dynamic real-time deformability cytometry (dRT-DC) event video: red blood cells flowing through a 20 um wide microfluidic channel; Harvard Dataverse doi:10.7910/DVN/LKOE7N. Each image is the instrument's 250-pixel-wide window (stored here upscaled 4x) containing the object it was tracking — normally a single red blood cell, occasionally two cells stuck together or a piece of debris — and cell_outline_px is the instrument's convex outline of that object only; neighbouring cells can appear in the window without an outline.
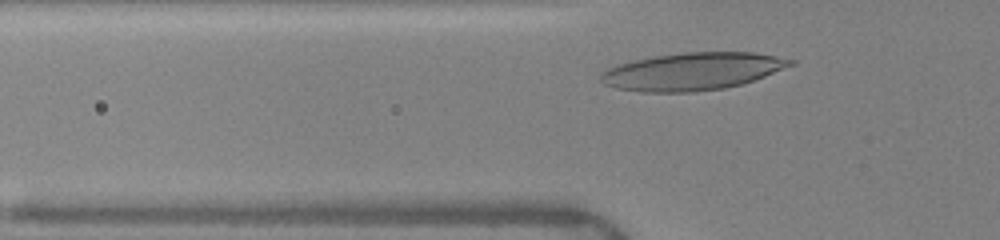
{"species": "human", "species_latin": "Homo sapiens", "temperature_condition": "warm", "stored_images_in_passage": 32, "camera_frame_rate_fps": 3000, "um_per_image_px": 0.085, "donor": {"sex": "female"}, "frame": {"image": 1, "passage_image": 6, "time_ms": 1.667, "image_size_px": [1000, 240], "cell_outline_px": [[796, 64], [764, 76], [740, 84], [724, 88], [692, 92], [644, 92], [616, 88], [604, 84], [600, 80], [600, 72], [616, 64], [632, 60], [656, 56], [684, 52], [752, 52], [776, 56], [796, 60]], "centroid_in_image_um": [58.83, 6.06], "position_along_channel_um": 67.0, "area_um2": 41.44}}
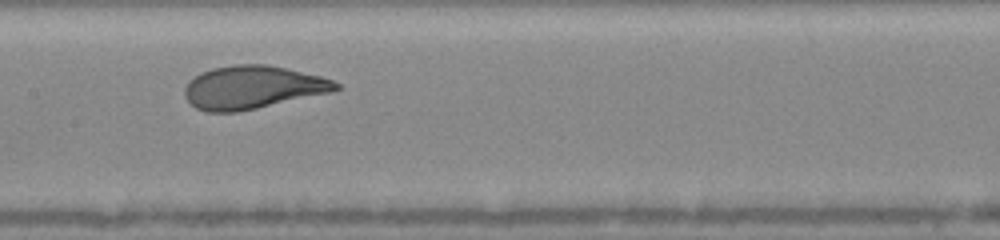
{"frame": {"image": 2, "passage_image": 15, "time_ms": 4.667, "image_size_px": [1000, 240], "cell_outline_px": [[340, 88], [332, 92], [256, 108], [236, 112], [208, 112], [196, 108], [184, 96], [184, 88], [188, 80], [200, 72], [212, 68], [236, 64], [268, 64], [288, 68], [320, 76], [332, 80], [340, 84]], "centroid_in_image_um": [21.45, 7.41], "position_along_channel_um": 185.9, "area_um2": 38.03}}
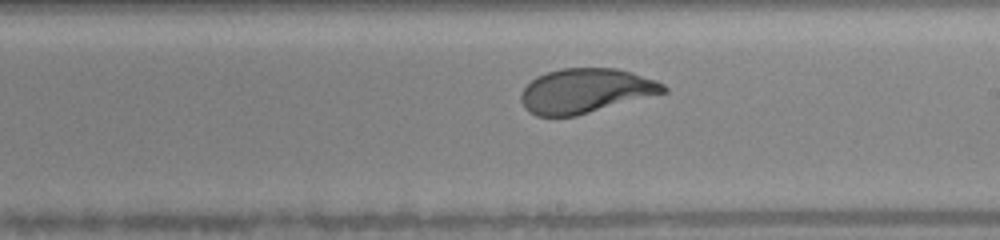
{"frame": {"image": 3, "passage_image": 19, "time_ms": 6.0, "image_size_px": [1000, 240], "cell_outline_px": [[668, 92], [576, 116], [536, 116], [528, 112], [524, 108], [520, 100], [520, 92], [536, 76], [560, 68], [616, 68], [632, 72], [656, 80], [664, 84], [668, 88]], "centroid_in_image_um": [49.78, 7.72], "position_along_channel_um": 239.2, "area_um2": 37.22}, "authors_computed_cell_mechanics": {"area_um2": 37.8301, "velocity_mm_per_s": 4.0135, "shape_relaxation_time_tau1_ms": 3.0114, "shape_relaxation_time_tau2_ms": null, "deformation_change_tau1": 0.194, "deformation_change_tau2": null}}